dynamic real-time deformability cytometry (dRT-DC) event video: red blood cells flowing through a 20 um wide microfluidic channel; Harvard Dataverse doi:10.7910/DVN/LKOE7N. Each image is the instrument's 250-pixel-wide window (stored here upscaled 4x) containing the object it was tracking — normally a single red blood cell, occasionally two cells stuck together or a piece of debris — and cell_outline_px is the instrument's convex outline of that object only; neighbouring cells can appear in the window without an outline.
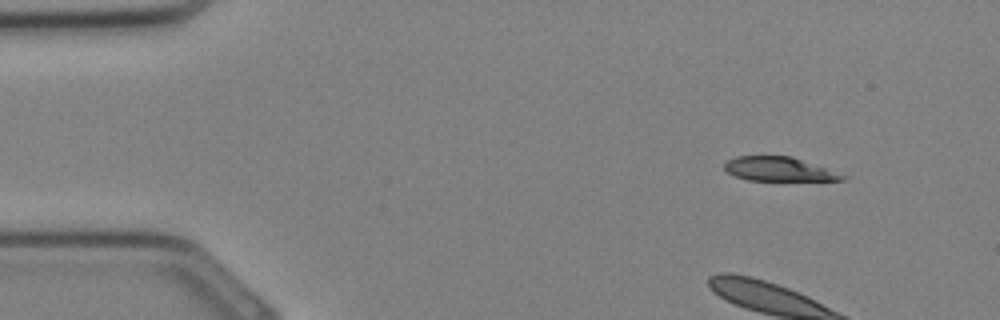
{"species": "Egyptian fruit bat (a non-hibernating species)", "species_latin": "Rousettus aegyptiacus", "temperature_condition": "cold", "stored_images_in_passage": 12, "camera_frame_rate_fps": 3000, "um_per_image_px": 0.085, "animal": {"sex": "female"}, "frame": {"image": 1, "passage_image": 3, "time_ms": 0.667, "image_size_px": [1000, 320], "cell_outline_px": [[848, 176], [844, 180], [748, 180], [736, 176], [728, 172], [724, 168], [724, 164], [728, 160], [736, 156], [792, 156]], "centroid_in_image_um": [66.2, 14.37], "position_along_channel_um": 18.8, "area_um2": 16.3}}